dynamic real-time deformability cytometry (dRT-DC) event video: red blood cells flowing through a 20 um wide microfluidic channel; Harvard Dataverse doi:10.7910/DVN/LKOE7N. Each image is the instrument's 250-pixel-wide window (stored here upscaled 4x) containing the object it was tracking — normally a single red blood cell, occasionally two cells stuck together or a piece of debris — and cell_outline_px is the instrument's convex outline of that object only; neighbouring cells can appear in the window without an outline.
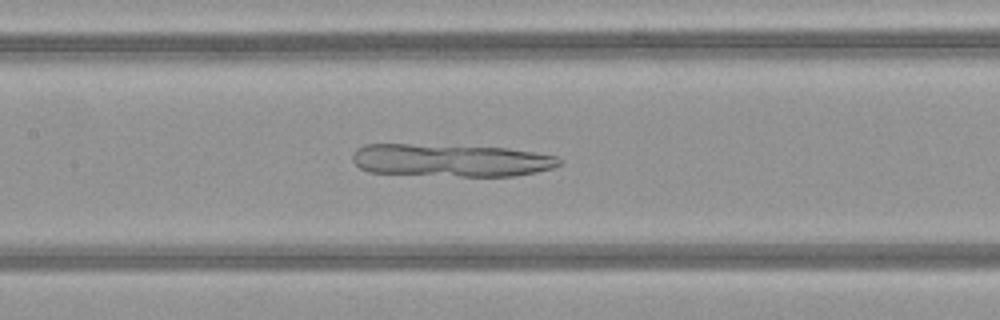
{"species": "common noctule bat (a hibernating species)", "species_latin": "Nyctalus noctula", "temperature_condition": "warm", "stored_images_in_passage": 49, "camera_frame_rate_fps": 3000, "um_per_image_px": 0.085, "animal": {"sex": "female", "body_mass_g": 21.9}, "frame": {"image": 1, "passage_image": 23, "time_ms": 7.333, "image_size_px": [1000, 320], "cell_outline_px": [[564, 164], [552, 168], [536, 172], [516, 176], [460, 176], [368, 172], [360, 168], [352, 160], [352, 152], [356, 148], [364, 144], [408, 144], [508, 148], [556, 156], [564, 160]], "centroid_in_image_um": [38.33, 13.62], "position_along_channel_um": 169.1, "area_um2": 39.48}}
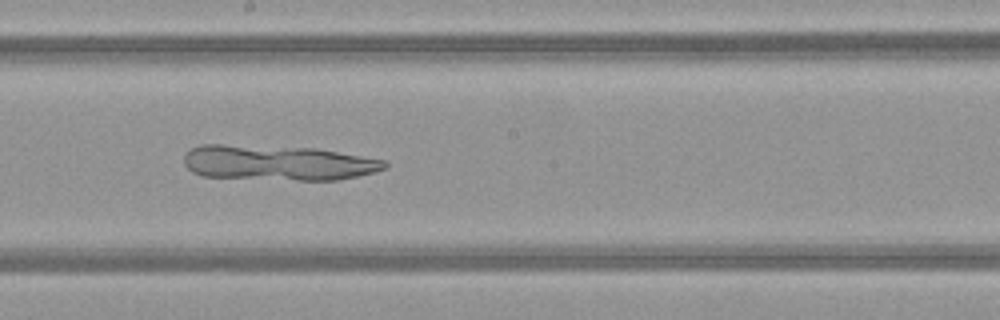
{"frame": {"image": 2, "passage_image": 27, "time_ms": 8.667, "image_size_px": [1000, 320], "cell_outline_px": [[388, 168], [356, 176], [336, 180], [296, 180], [204, 176], [192, 172], [184, 164], [184, 152], [200, 144], [224, 144], [316, 148], [384, 160], [388, 164]], "centroid_in_image_um": [23.58, 13.83], "position_along_channel_um": 224.6, "area_um2": 41.15}}
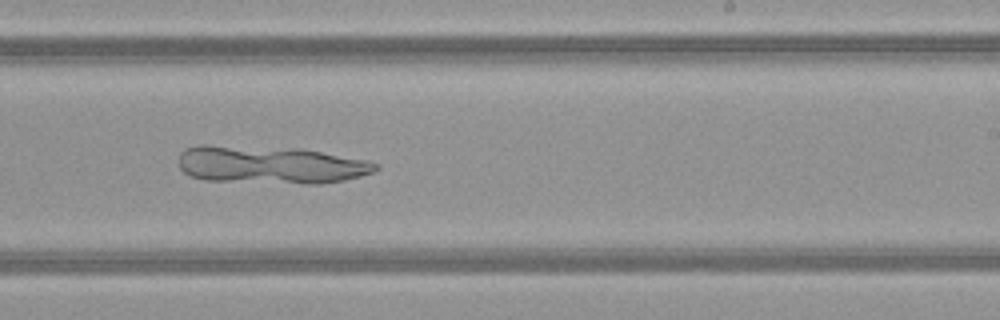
{"frame": {"image": 3, "passage_image": 30, "time_ms": 9.667, "image_size_px": [1000, 320], "cell_outline_px": [[380, 168], [372, 172], [360, 176], [344, 180], [320, 184], [304, 184], [204, 180], [192, 176], [184, 172], [180, 168], [176, 160], [180, 152], [184, 148], [196, 144], [208, 144], [300, 148], [368, 160], [380, 164]], "centroid_in_image_um": [22.94, 13.99], "position_along_channel_um": 266.1, "area_um2": 44.22}}